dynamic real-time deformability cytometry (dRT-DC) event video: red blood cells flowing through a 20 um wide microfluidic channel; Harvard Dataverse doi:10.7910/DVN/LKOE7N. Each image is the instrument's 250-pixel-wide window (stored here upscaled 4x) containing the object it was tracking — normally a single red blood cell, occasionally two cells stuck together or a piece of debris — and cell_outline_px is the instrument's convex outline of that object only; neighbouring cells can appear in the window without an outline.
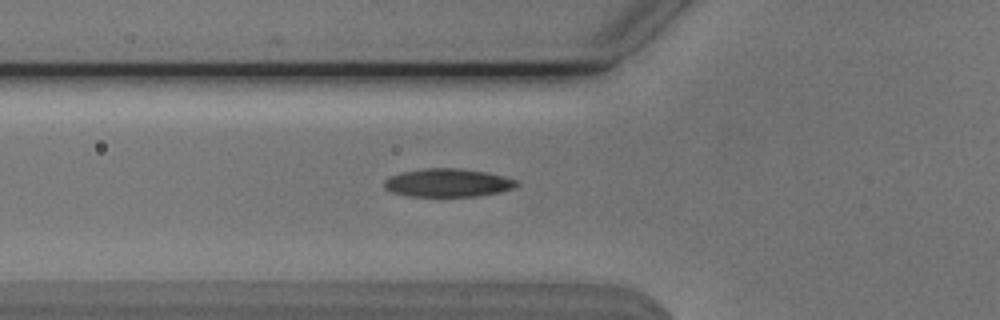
{"species": "Egyptian fruit bat (a non-hibernating species)", "species_latin": "Rousettus aegyptiacus", "temperature_condition": "cold", "stored_images_in_passage": 51, "camera_frame_rate_fps": 3000, "um_per_image_px": 0.085, "animal": {"sex": "male"}, "frame": {"image": 1, "passage_image": 19, "time_ms": 6.0, "image_size_px": [1000, 320], "cell_outline_px": [[520, 184], [512, 188], [500, 192], [476, 196], [408, 196], [392, 192], [384, 188], [384, 180], [388, 176], [404, 172], [424, 168], [460, 168], [488, 172], [504, 176], [516, 180]], "centroid_in_image_um": [38.06, 15.53], "position_along_channel_um": 87.7, "area_um2": 21.85}}
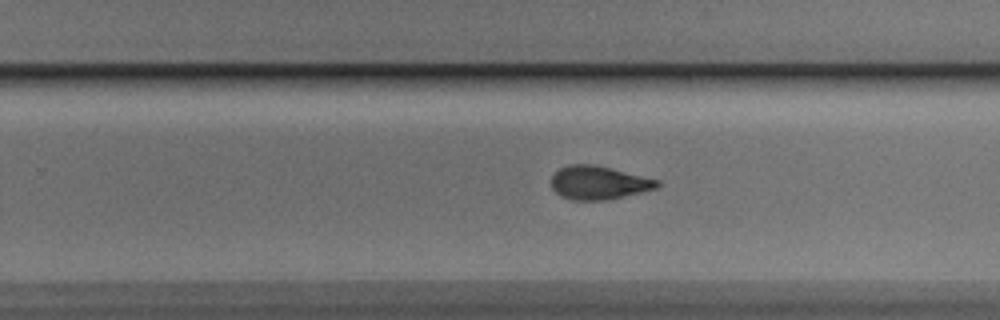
{"frame": {"image": 2, "passage_image": 34, "time_ms": 11.0, "image_size_px": [1000, 320], "cell_outline_px": [[660, 184], [656, 188], [608, 200], [572, 200], [560, 196], [552, 188], [552, 176], [560, 168], [568, 164], [592, 164], [660, 180]], "centroid_in_image_um": [50.86, 15.53], "position_along_channel_um": 278.9, "area_um2": 20.46}}
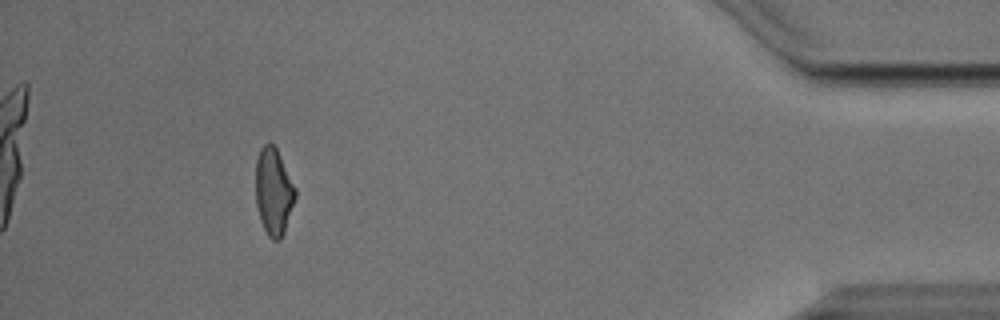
{"frame": {"image": 3, "passage_image": 49, "time_ms": 16.0, "image_size_px": [1000, 320], "cell_outline_px": [[296, 196], [284, 232], [280, 240], [272, 240], [268, 236], [260, 220], [256, 204], [256, 160], [260, 148], [264, 144], [272, 144], [276, 148], [296, 188]], "centroid_in_image_um": [23.25, 16.3], "position_along_channel_um": 412.0, "area_um2": 19.94}, "authors_computed_cell_mechanics": {"area_um2": 20.6346, "velocity_mm_per_s": 3.8158, "shape_relaxation_time_tau1_ms": 2.9148, "shape_relaxation_time_tau2_ms": 3.1307, "deformation_change_tau1": 0.1314, "deformation_change_tau2": 0.0912}}